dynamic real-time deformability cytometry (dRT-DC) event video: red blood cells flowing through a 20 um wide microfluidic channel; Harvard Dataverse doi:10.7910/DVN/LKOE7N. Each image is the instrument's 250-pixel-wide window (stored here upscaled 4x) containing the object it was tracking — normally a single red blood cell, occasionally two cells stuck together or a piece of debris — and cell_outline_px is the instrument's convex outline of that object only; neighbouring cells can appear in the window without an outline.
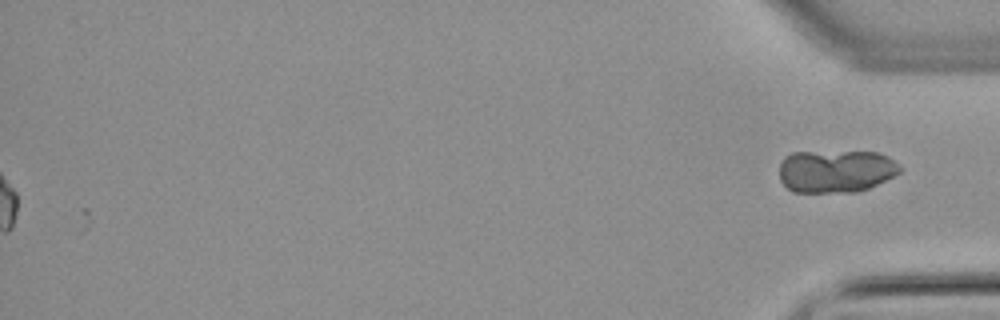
{"species": "common noctule bat (a hibernating species)", "species_latin": "Nyctalus noctula", "temperature_condition": "warm", "stored_images_in_passage": 51, "camera_frame_rate_fps": 3000, "um_per_image_px": 0.085, "animal": {"sex": "male", "body_mass_g": 21.5, "forearm_length_mm": 52.0}, "frame": {"image": 1, "passage_image": 51, "time_ms": 16.667, "image_size_px": [1000, 320], "cell_outline_px": [[900, 172], [868, 188], [856, 192], [792, 192], [780, 180], [780, 164], [784, 156], [792, 152], [880, 152], [888, 156], [900, 164]], "centroid_in_image_um": [71.03, 14.54], "position_along_channel_um": 364.2, "area_um2": 30.06}}